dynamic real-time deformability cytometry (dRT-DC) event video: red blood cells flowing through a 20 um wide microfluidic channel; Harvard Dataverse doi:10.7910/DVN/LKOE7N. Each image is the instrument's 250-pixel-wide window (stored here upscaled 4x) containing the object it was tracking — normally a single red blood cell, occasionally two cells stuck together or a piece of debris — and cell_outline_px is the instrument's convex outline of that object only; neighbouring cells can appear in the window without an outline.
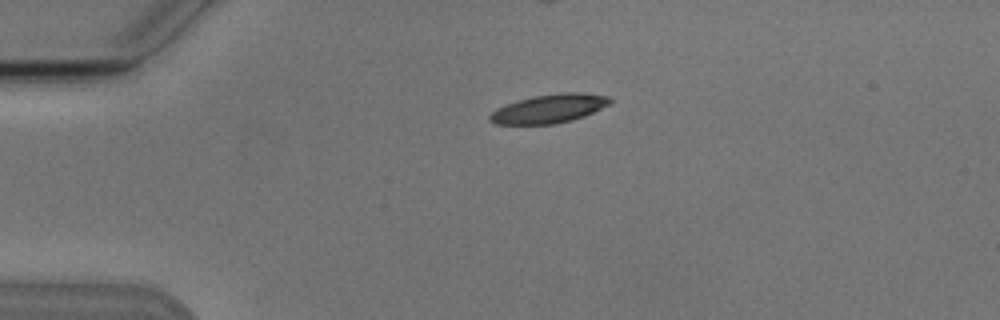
{"species": "Egyptian fruit bat (a non-hibernating species)", "species_latin": "Rousettus aegyptiacus", "temperature_condition": "cold", "stored_images_in_passage": 3, "camera_frame_rate_fps": 3000, "um_per_image_px": 0.085, "animal": {"sex": "male"}, "frame": {"image": 1, "passage_image": 1, "time_ms": 0.0, "image_size_px": [1000, 320], "cell_outline_px": [[612, 100], [608, 104], [584, 116], [572, 120], [556, 124], [496, 124], [488, 120], [488, 116], [496, 108], [516, 100], [532, 96], [560, 92], [580, 92], [608, 96]], "centroid_in_image_um": [46.63, 9.23], "position_along_channel_um": 38.4, "area_um2": 20.17}}